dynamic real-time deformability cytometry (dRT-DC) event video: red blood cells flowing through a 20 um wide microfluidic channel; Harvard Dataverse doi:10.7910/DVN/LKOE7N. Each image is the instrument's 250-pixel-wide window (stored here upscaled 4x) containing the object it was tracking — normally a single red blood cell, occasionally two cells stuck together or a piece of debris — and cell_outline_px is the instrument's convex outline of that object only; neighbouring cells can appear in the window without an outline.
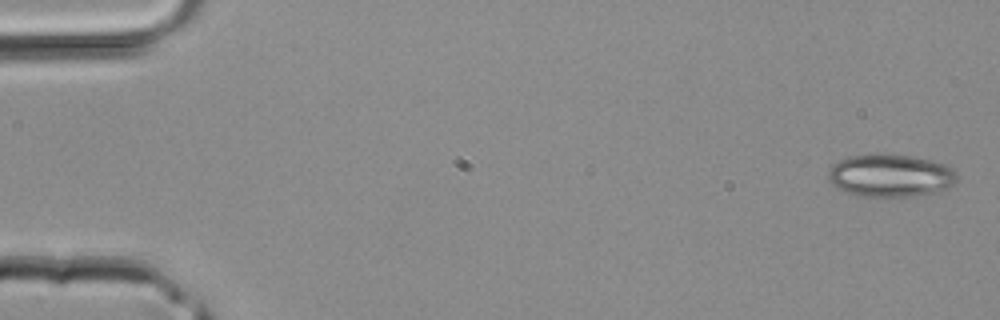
{"species": "common noctule bat (a hibernating species)", "species_latin": "Nyctalus noctula", "temperature_condition": "room temperature", "stored_images_in_passage": 38, "camera_frame_rate_fps": 3000, "um_per_image_px": 0.085, "animal": {"sex": "male", "body_mass_g": 20.4}, "frame": {"image": 1, "passage_image": 1, "time_ms": 0.0, "image_size_px": [1000, 320], "cell_outline_px": [[956, 184], [948, 188], [936, 192], [916, 196], [856, 196], [832, 184], [828, 180], [828, 172], [832, 164], [848, 156], [872, 152], [880, 152], [912, 156], [932, 160], [944, 164], [952, 168], [956, 172]], "centroid_in_image_um": [75.69, 14.89], "position_along_channel_um": 9.3, "area_um2": 32.6}}
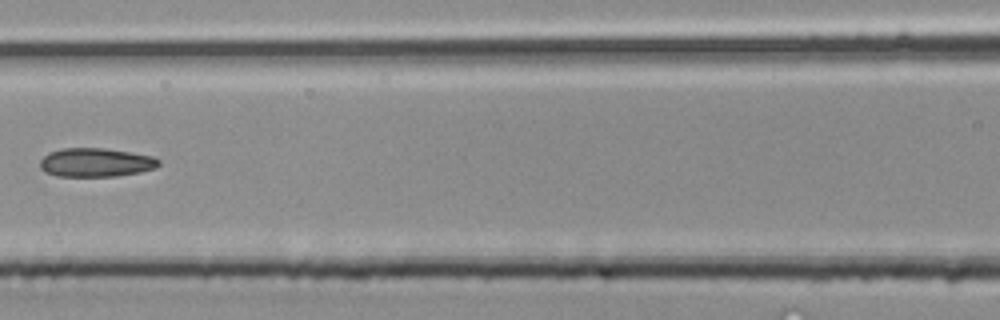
{"frame": {"image": 2, "passage_image": 18, "time_ms": 5.667, "image_size_px": [1000, 320], "cell_outline_px": [[160, 164], [156, 168], [140, 172], [116, 176], [56, 176], [44, 172], [40, 168], [40, 160], [48, 152], [64, 148], [104, 148], [152, 156], [160, 160]], "centroid_in_image_um": [8.12, 13.81], "position_along_channel_um": 158.5, "area_um2": 19.94}}
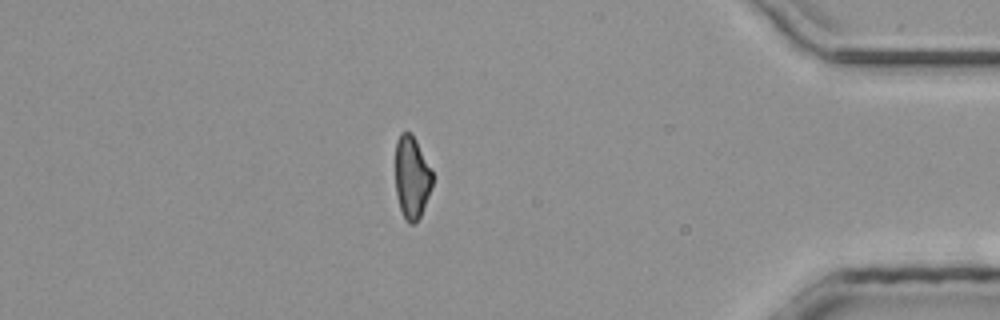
{"frame": {"image": 3, "passage_image": 34, "time_ms": 11.0, "image_size_px": [1000, 320], "cell_outline_px": [[432, 184], [428, 196], [420, 216], [412, 224], [408, 224], [400, 208], [396, 192], [396, 140], [400, 132], [408, 132], [416, 140], [432, 172]], "centroid_in_image_um": [34.99, 15.06], "position_along_channel_um": 400.2, "area_um2": 17.4}}